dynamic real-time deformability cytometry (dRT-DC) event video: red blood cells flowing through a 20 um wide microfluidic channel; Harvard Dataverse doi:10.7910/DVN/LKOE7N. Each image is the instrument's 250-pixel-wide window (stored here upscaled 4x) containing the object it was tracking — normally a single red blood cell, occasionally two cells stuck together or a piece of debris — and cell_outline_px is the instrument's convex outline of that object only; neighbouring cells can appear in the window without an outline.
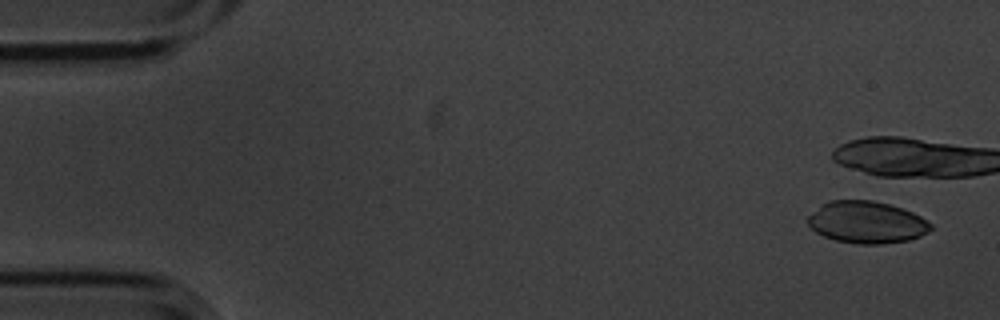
{"species": "common noctule bat (a hibernating species)", "species_latin": "Nyctalus noctula", "temperature_condition": "cold", "stored_images_in_passage": 6, "camera_frame_rate_fps": 3000, "um_per_image_px": 0.085, "animal": {"sex": "male", "body_mass_g": 20.1, "forearm_length_mm": 53.5}, "frame": {"image": 1, "passage_image": 1, "time_ms": 0.0, "image_size_px": [1000, 320], "cell_outline_px": [[932, 228], [928, 232], [920, 236], [908, 240], [884, 244], [856, 244], [836, 240], [824, 236], [816, 232], [808, 224], [808, 216], [820, 204], [828, 200], [872, 200], [888, 204], [912, 212], [920, 216], [932, 224]], "centroid_in_image_um": [73.65, 18.89], "position_along_channel_um": 11.3, "area_um2": 30.11}}
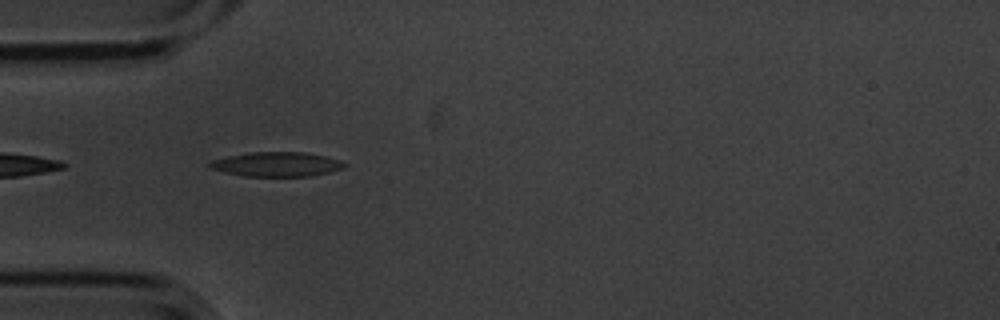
{"frame": {"image": 2, "passage_image": 6, "time_ms": 1.667, "image_size_px": [1000, 320], "cell_outline_px": [[348, 164], [344, 168], [312, 176], [244, 176], [224, 172], [208, 168], [208, 164], [212, 160], [228, 156], [248, 152], [304, 152], [324, 156], [340, 160]], "centroid_in_image_um": [23.51, 13.96], "position_along_channel_um": 61.5, "area_um2": 19.25}}